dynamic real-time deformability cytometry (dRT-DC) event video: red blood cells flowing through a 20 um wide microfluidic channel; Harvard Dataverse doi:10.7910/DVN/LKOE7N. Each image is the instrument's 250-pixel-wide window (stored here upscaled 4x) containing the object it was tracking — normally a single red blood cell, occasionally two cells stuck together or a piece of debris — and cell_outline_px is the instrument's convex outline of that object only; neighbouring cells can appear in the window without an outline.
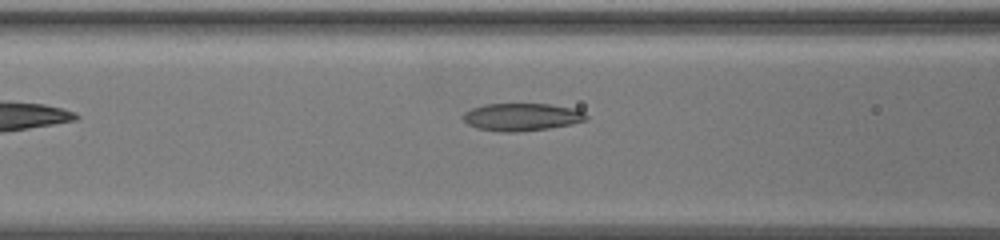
{"species": "common noctule bat (a hibernating species)", "species_latin": "Nyctalus noctula", "temperature_condition": "warm", "stored_images_in_passage": 8, "camera_frame_rate_fps": 3000, "um_per_image_px": 0.085, "animal": {"sex": "female", "body_mass_g": 19.5, "forearm_length_mm": 54.1}, "frame": {"image": 1, "passage_image": 6, "time_ms": 1.667, "image_size_px": [1000, 240], "cell_outline_px": [[588, 120], [572, 124], [548, 128], [520, 132], [500, 132], [476, 128], [468, 124], [460, 116], [464, 112], [472, 108], [484, 104], [548, 104], [572, 108], [584, 112], [588, 116]], "centroid_in_image_um": [44.32, 9.95], "position_along_channel_um": 122.3, "area_um2": 19.94}}